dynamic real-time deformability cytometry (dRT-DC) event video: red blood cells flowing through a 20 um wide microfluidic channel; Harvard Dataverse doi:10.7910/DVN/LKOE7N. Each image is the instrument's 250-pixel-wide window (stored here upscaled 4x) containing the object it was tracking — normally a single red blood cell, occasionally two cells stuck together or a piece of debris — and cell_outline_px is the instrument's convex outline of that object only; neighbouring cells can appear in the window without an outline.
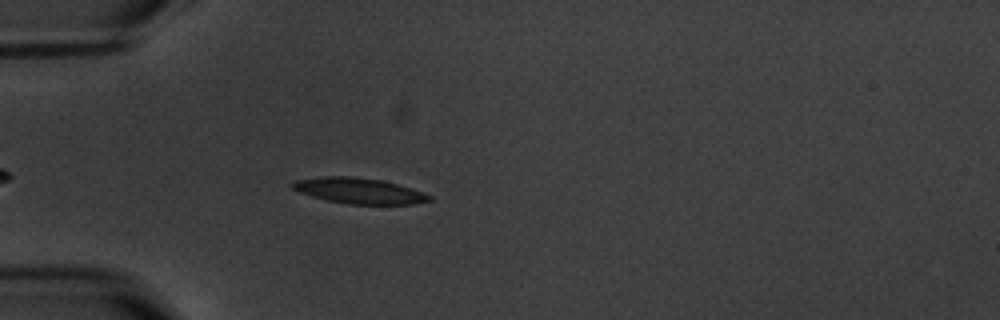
{"species": "common noctule bat (a hibernating species)", "species_latin": "Nyctalus noctula", "temperature_condition": "warm", "stored_images_in_passage": 3, "camera_frame_rate_fps": 3000, "um_per_image_px": 0.085, "animal": {"sex": "male", "body_mass_g": 20.1, "forearm_length_mm": 53.5}, "frame": {"image": 1, "passage_image": 3, "time_ms": 2.333, "image_size_px": [1000, 320], "cell_outline_px": [[432, 200], [416, 204], [348, 204], [328, 200], [312, 196], [300, 192], [292, 188], [288, 184], [296, 180], [324, 176], [348, 176], [380, 180], [396, 184], [432, 196]], "centroid_in_image_um": [30.48, 16.22], "position_along_channel_um": 54.5, "area_um2": 20.17}}